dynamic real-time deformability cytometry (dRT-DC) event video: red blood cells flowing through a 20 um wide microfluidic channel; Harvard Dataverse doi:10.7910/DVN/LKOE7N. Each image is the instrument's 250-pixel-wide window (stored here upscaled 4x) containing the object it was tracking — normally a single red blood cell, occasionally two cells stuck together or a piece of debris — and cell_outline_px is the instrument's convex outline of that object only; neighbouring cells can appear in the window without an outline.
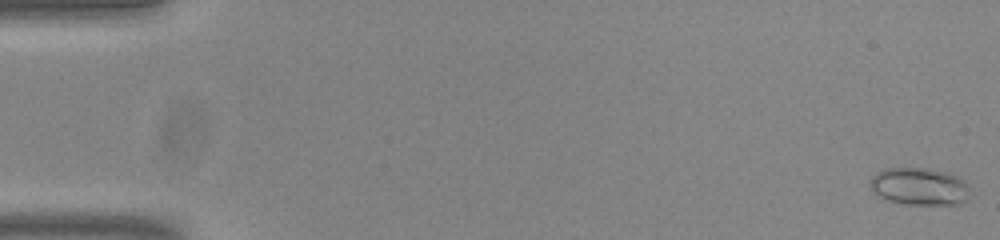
{"species": "common noctule bat (a hibernating species)", "species_latin": "Nyctalus noctula", "temperature_condition": "room temperature", "stored_images_in_passage": 51, "camera_frame_rate_fps": 3000, "um_per_image_px": 0.085, "animal": {"sex": "male", "body_mass_g": 20.0, "forearm_length_mm": 53.3}, "frame": {"image": 1, "passage_image": 1, "time_ms": 0.0, "image_size_px": [1000, 240], "cell_outline_px": [[968, 200], [960, 204], [904, 204], [888, 200], [872, 192], [868, 184], [872, 176], [876, 172], [884, 168], [928, 168], [948, 172], [964, 180], [968, 184]], "centroid_in_image_um": [78.13, 15.84], "position_along_channel_um": 6.9, "area_um2": 22.02}}
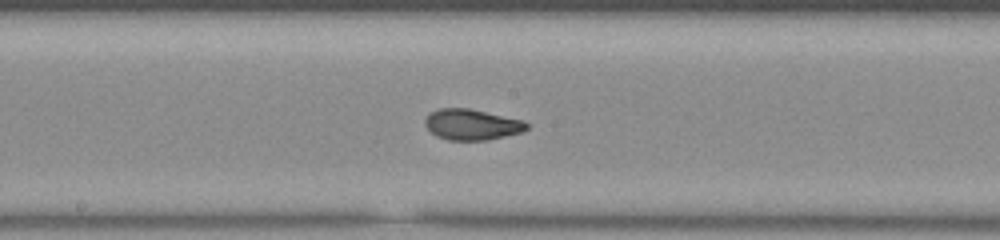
{"frame": {"image": 2, "passage_image": 29, "time_ms": 9.333, "image_size_px": [1000, 240], "cell_outline_px": [[528, 128], [524, 132], [488, 140], [448, 140], [436, 136], [424, 124], [424, 120], [432, 112], [440, 108], [468, 108], [524, 120], [528, 124]], "centroid_in_image_um": [40.14, 10.59], "position_along_channel_um": 208.1, "area_um2": 18.26}}
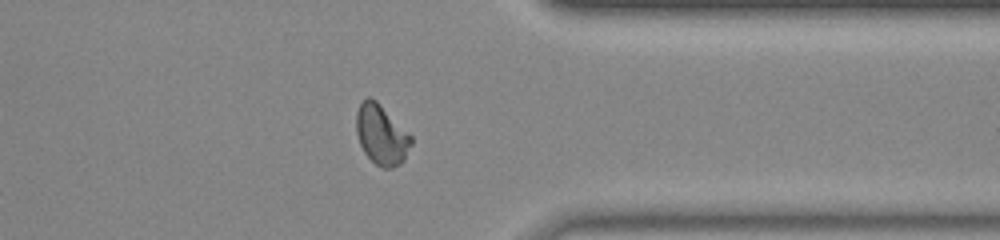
{"frame": {"image": 3, "passage_image": 43, "time_ms": 14.0, "image_size_px": [1000, 240], "cell_outline_px": [[412, 144], [404, 160], [400, 164], [392, 168], [384, 168], [376, 164], [364, 152], [360, 144], [356, 132], [356, 112], [360, 104], [368, 96], [376, 100], [412, 136]], "centroid_in_image_um": [32.42, 11.45], "position_along_channel_um": 379.0, "area_um2": 19.07}}